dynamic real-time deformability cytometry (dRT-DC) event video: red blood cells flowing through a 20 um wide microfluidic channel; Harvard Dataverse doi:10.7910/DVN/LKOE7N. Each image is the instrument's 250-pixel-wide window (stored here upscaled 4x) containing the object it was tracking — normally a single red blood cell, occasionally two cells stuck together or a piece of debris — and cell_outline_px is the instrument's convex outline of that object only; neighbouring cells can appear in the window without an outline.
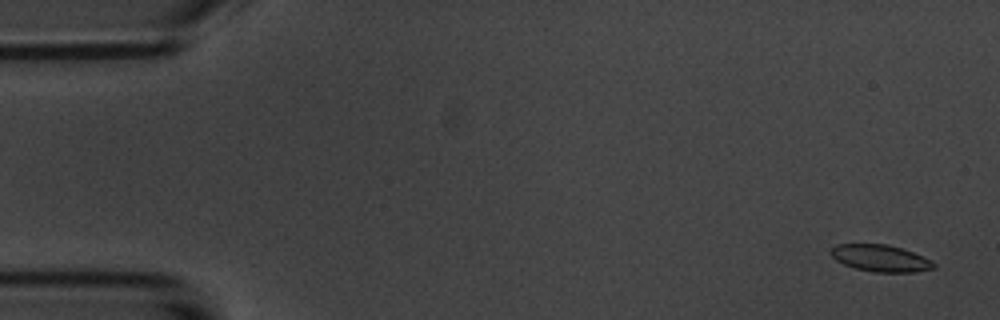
{"species": "common noctule bat (a hibernating species)", "species_latin": "Nyctalus noctula", "temperature_condition": "room temperature", "stored_images_in_passage": 6, "camera_frame_rate_fps": 3000, "um_per_image_px": 0.085, "animal": {"sex": "male", "body_mass_g": 20.1, "forearm_length_mm": 53.5}, "frame": {"image": 1, "passage_image": 1, "time_ms": 0.0, "image_size_px": [1000, 320], "cell_outline_px": [[936, 268], [912, 272], [876, 272], [856, 268], [844, 264], [836, 260], [828, 252], [836, 244], [888, 244], [912, 252], [932, 260], [936, 264]], "centroid_in_image_um": [74.84, 21.94], "position_along_channel_um": 10.2, "area_um2": 16.01}}